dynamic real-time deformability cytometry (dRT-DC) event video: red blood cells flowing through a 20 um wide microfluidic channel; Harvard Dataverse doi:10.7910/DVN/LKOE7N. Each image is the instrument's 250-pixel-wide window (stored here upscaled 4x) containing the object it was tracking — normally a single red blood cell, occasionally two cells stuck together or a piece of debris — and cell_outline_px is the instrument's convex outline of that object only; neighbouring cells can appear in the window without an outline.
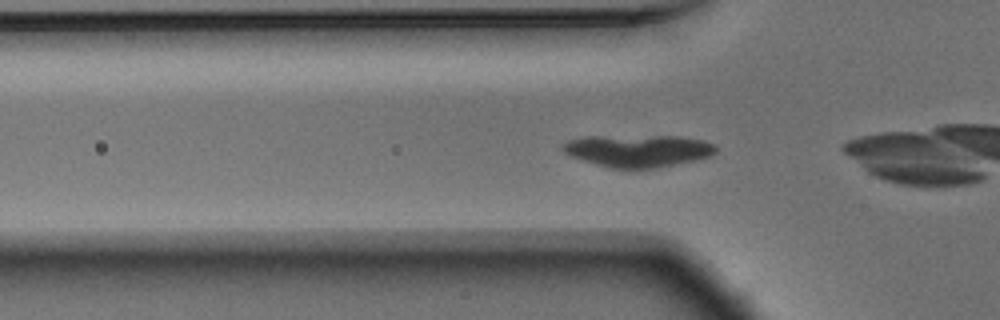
{"species": "Egyptian fruit bat (a non-hibernating species)", "species_latin": "Rousettus aegyptiacus", "temperature_condition": "warm", "stored_images_in_passage": 45, "camera_frame_rate_fps": 3000, "um_per_image_px": 0.085, "animal": {"sex": "male"}, "frame": {"image": 1, "passage_image": 7, "time_ms": 2.0, "image_size_px": [1000, 320], "cell_outline_px": [[716, 152], [708, 156], [692, 160], [656, 168], [608, 168], [572, 156], [564, 152], [560, 148], [560, 144], [568, 140], [584, 136], [680, 136], [704, 140], [716, 144]], "centroid_in_image_um": [54.19, 12.79], "position_along_channel_um": 71.6, "area_um2": 28.73}}
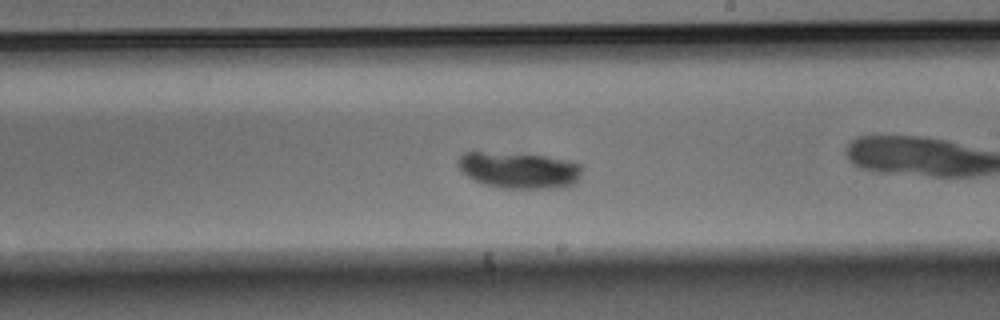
{"frame": {"image": 2, "passage_image": 21, "time_ms": 6.667, "image_size_px": [1000, 320], "cell_outline_px": [[580, 176], [576, 184], [564, 188], [500, 188], [484, 184], [468, 176], [456, 164], [456, 160], [464, 152], [480, 152], [544, 156], [568, 160], [580, 164]], "centroid_in_image_um": [44.13, 14.48], "position_along_channel_um": 244.9, "area_um2": 26.07}}
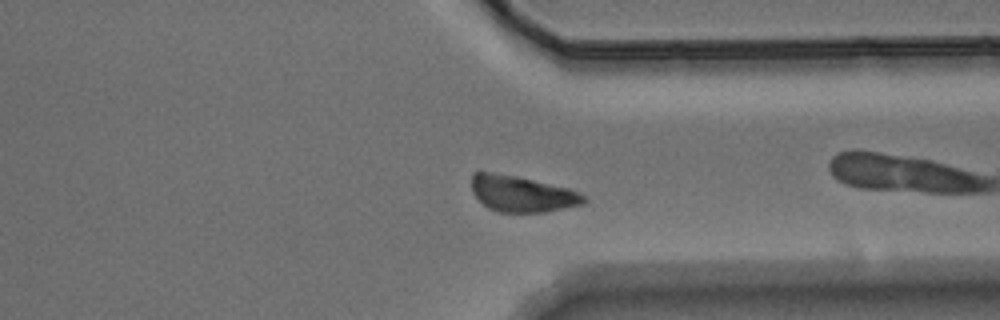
{"frame": {"image": 3, "passage_image": 31, "time_ms": 10.0, "image_size_px": [1000, 320], "cell_outline_px": [[588, 200], [584, 204], [544, 212], [500, 212], [488, 208], [472, 192], [472, 172], [492, 172], [516, 176], [568, 188], [580, 192]], "centroid_in_image_um": [44.38, 16.48], "position_along_channel_um": 367.0, "area_um2": 23.47}, "authors_computed_cell_mechanics": {"area_um2": 25.721, "velocity_mm_per_s": 3.6911, "shape_relaxation_time_tau1_ms": 1.5844, "shape_relaxation_time_tau2_ms": null, "deformation_change_tau1": 0.0918, "deformation_change_tau2": null}}